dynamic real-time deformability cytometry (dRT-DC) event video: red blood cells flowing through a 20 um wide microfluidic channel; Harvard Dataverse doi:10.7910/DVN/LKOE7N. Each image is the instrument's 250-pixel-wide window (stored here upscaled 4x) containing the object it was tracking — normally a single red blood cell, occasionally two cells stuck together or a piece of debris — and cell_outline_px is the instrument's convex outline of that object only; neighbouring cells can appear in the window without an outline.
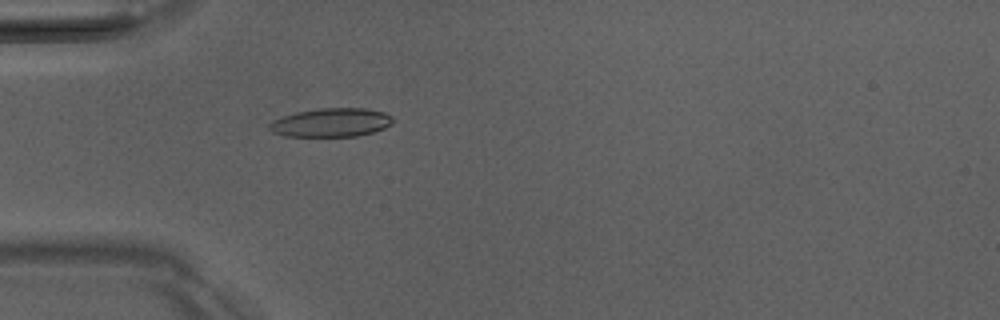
{"species": "Egyptian fruit bat (a non-hibernating species)", "species_latin": "Rousettus aegyptiacus", "temperature_condition": "room temperature", "stored_images_in_passage": 37, "camera_frame_rate_fps": 3000, "um_per_image_px": 0.085, "animal": {"sex": "male"}, "frame": {"image": 1, "passage_image": 2, "time_ms": 0.333, "image_size_px": [1000, 320], "cell_outline_px": [[392, 124], [384, 128], [372, 132], [356, 136], [284, 136], [272, 132], [268, 128], [268, 124], [272, 120], [296, 112], [316, 108], [364, 108], [384, 112], [392, 116]], "centroid_in_image_um": [28.12, 10.41], "position_along_channel_um": 56.9, "area_um2": 20.69}}
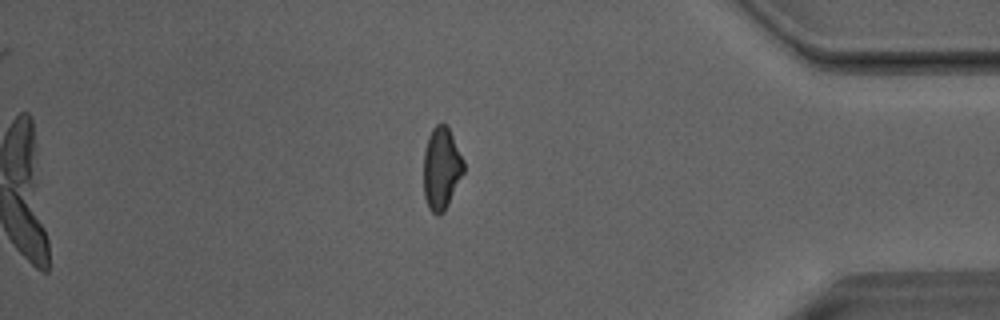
{"frame": {"image": 2, "passage_image": 30, "time_ms": 9.667, "image_size_px": [1000, 320], "cell_outline_px": [[464, 172], [444, 212], [440, 216], [436, 216], [428, 208], [424, 196], [424, 152], [428, 136], [432, 128], [436, 124], [444, 124], [448, 128], [464, 160]], "centroid_in_image_um": [37.51, 14.35], "position_along_channel_um": 397.7, "area_um2": 19.19}}
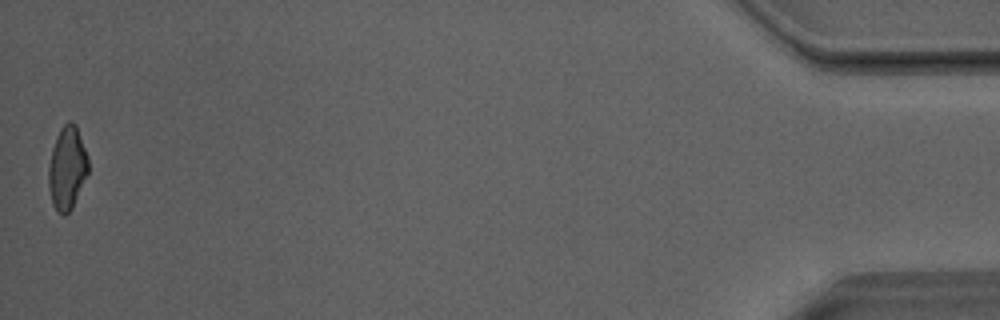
{"frame": {"image": 3, "passage_image": 37, "time_ms": 12.0, "image_size_px": [1000, 320], "cell_outline_px": [[88, 172], [72, 208], [64, 216], [56, 212], [52, 204], [48, 188], [48, 168], [52, 148], [56, 136], [60, 128], [68, 120], [72, 120], [76, 124], [88, 156]], "centroid_in_image_um": [5.69, 14.27], "position_along_channel_um": 429.5, "area_um2": 19.48}, "authors_computed_cell_mechanics": {"area_um2": 19.8254, "velocity_mm_per_s": 4.0651, "shape_relaxation_time_tau1_ms": 5.2744, "shape_relaxation_time_tau2_ms": 3.3263, "deformation_change_tau1": 0.1958, "deformation_change_tau2": 0.1054}}